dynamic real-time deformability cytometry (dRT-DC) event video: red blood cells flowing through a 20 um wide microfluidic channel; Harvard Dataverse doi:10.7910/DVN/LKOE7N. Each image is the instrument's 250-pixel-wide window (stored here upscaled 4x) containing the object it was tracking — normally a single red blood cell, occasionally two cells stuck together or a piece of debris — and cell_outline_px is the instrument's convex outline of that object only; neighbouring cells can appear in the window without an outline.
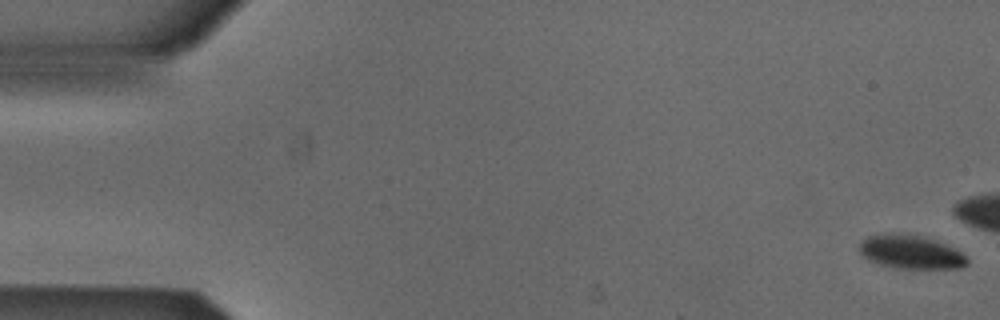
{"species": "Egyptian fruit bat (a non-hibernating species)", "species_latin": "Rousettus aegyptiacus", "temperature_condition": "cold", "stored_images_in_passage": 17, "camera_frame_rate_fps": 3000, "um_per_image_px": 0.085, "animal": {"sex": "male"}, "frame": {"image": 1, "passage_image": 1, "time_ms": 0.0, "image_size_px": [1000, 320], "cell_outline_px": [[968, 264], [960, 268], [896, 268], [880, 264], [868, 260], [860, 256], [860, 240], [868, 236], [884, 232], [908, 232], [924, 236], [936, 240], [956, 248], [968, 260]], "centroid_in_image_um": [77.37, 21.38], "position_along_channel_um": 7.6, "area_um2": 21.68}}